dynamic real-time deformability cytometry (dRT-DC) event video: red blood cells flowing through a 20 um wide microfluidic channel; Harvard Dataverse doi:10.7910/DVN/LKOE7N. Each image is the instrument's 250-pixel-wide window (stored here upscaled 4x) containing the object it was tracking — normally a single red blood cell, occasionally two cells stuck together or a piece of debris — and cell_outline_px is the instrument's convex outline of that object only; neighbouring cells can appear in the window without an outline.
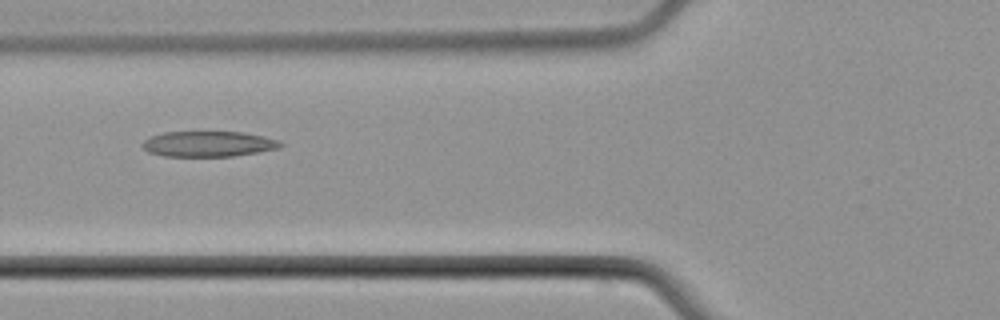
{"species": "common noctule bat (a hibernating species)", "species_latin": "Nyctalus noctula", "temperature_condition": "cold", "stored_images_in_passage": 5, "camera_frame_rate_fps": 3000, "um_per_image_px": 0.085, "animal": {"sex": "male", "body_mass_g": 21.5, "forearm_length_mm": 52.0}, "frame": {"image": 1, "passage_image": 3, "time_ms": 2.333, "image_size_px": [1000, 320], "cell_outline_px": [[284, 144], [280, 148], [232, 156], [164, 156], [148, 152], [140, 144], [144, 140], [152, 136], [164, 132], [244, 132], [264, 136], [280, 140]], "centroid_in_image_um": [17.73, 12.23], "position_along_channel_um": 108.1, "area_um2": 20.52}}
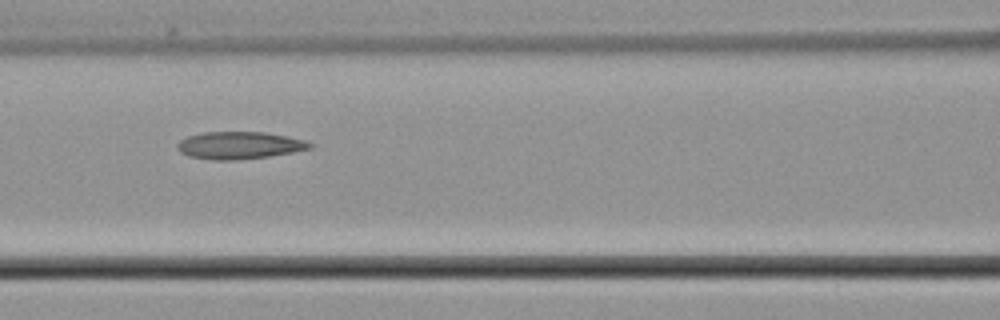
{"frame": {"image": 2, "passage_image": 4, "time_ms": 3.333, "image_size_px": [1000, 320], "cell_outline_px": [[312, 148], [292, 152], [268, 156], [236, 160], [212, 160], [188, 156], [180, 152], [176, 148], [176, 144], [180, 140], [188, 136], [200, 132], [264, 132], [288, 136], [304, 140], [312, 144]], "centroid_in_image_um": [20.3, 12.35], "position_along_channel_um": 146.3, "area_um2": 21.15}}
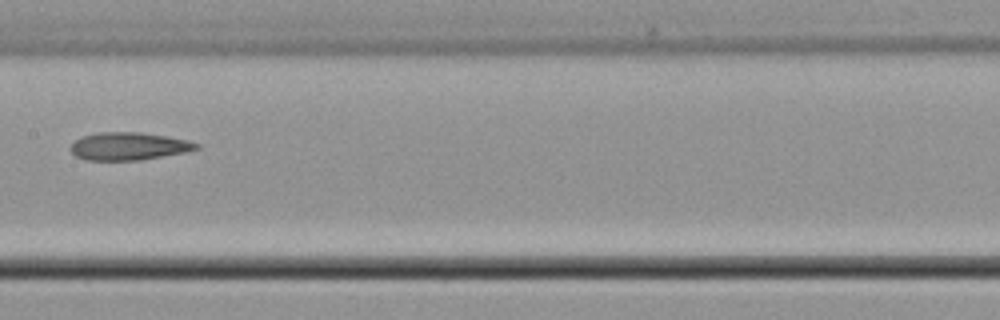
{"frame": {"image": 3, "passage_image": 5, "time_ms": 4.667, "image_size_px": [1000, 320], "cell_outline_px": [[200, 148], [184, 152], [140, 160], [88, 160], [76, 156], [68, 148], [80, 136], [100, 132], [140, 132], [188, 140], [200, 144]], "centroid_in_image_um": [10.92, 12.42], "position_along_channel_um": 196.5, "area_um2": 20.23}}